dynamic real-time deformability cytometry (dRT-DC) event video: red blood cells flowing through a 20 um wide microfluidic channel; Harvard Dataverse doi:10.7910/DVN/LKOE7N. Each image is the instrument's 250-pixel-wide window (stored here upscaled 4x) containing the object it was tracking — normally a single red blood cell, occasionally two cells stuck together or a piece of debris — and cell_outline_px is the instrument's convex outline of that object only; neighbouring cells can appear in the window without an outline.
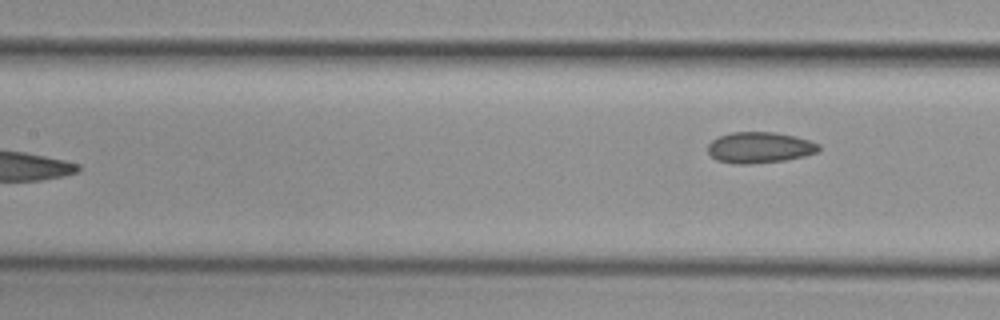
{"species": "common noctule bat (a hibernating species)", "species_latin": "Nyctalus noctula", "temperature_condition": "cold", "stored_images_in_passage": 8, "camera_frame_rate_fps": 3000, "um_per_image_px": 0.085, "animal": {"sex": "female", "body_mass_g": 29.2, "forearm_length_mm": 56.3}, "frame": {"image": 1, "passage_image": 8, "time_ms": 8.333, "image_size_px": [1000, 320], "cell_outline_px": [[820, 148], [816, 152], [804, 156], [784, 160], [748, 164], [732, 164], [716, 160], [708, 152], [708, 144], [712, 140], [720, 136], [732, 132], [776, 132], [796, 136], [820, 144]], "centroid_in_image_um": [64.56, 12.54], "position_along_channel_um": 142.8, "area_um2": 20.06}}